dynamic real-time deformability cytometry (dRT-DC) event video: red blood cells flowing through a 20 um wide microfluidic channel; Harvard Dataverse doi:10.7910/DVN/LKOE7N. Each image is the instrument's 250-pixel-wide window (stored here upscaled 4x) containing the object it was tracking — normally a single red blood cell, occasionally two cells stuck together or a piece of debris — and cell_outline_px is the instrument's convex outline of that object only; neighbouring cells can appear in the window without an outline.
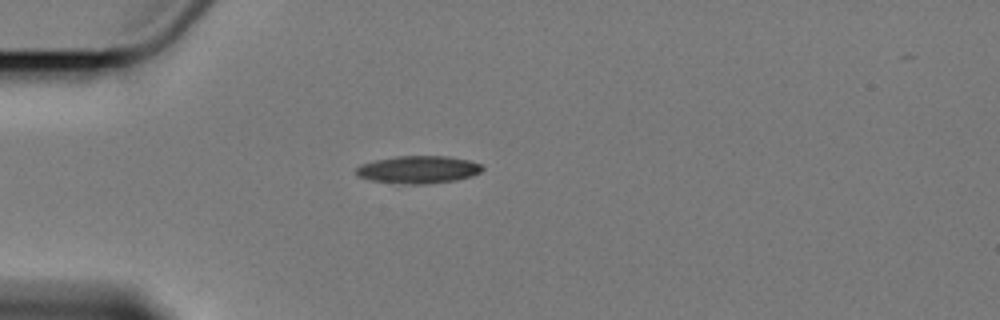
{"species": "Egyptian fruit bat (a non-hibernating species)", "species_latin": "Rousettus aegyptiacus", "temperature_condition": "cold", "stored_images_in_passage": 4, "camera_frame_rate_fps": 3000, "um_per_image_px": 0.085, "animal": {"sex": "female"}, "frame": {"image": 1, "passage_image": 4, "time_ms": 4.667, "image_size_px": [1000, 320], "cell_outline_px": [[484, 168], [480, 172], [472, 176], [456, 180], [424, 184], [404, 184], [372, 180], [356, 176], [356, 168], [360, 164], [376, 160], [396, 156], [444, 156], [468, 160], [480, 164]], "centroid_in_image_um": [35.54, 14.41], "position_along_channel_um": 49.5, "area_um2": 20.17}}